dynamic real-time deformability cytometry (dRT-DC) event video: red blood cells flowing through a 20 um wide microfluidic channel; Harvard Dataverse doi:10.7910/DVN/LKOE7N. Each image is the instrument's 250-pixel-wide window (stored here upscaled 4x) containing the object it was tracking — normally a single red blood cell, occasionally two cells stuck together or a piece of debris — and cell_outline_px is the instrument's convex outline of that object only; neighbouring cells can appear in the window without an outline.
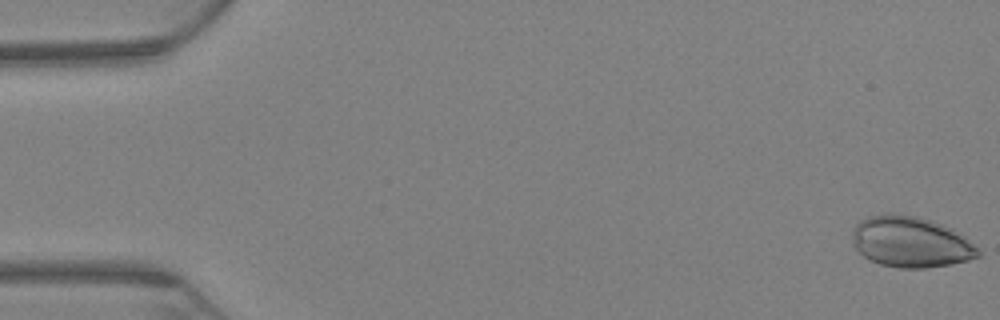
{"species": "Egyptian fruit bat (a non-hibernating species)", "species_latin": "Rousettus aegyptiacus", "temperature_condition": "warm", "stored_images_in_passage": 68, "camera_frame_rate_fps": 3000, "um_per_image_px": 0.085, "animal": {"sex": "female"}, "frame": {"image": 1, "passage_image": 1, "time_ms": 0.0, "image_size_px": [1000, 320], "cell_outline_px": [[980, 256], [968, 260], [952, 264], [924, 268], [900, 268], [880, 264], [864, 256], [852, 244], [852, 232], [856, 224], [860, 220], [868, 216], [884, 212], [892, 212], [920, 216], [932, 220], [952, 228], [972, 244], [980, 252]], "centroid_in_image_um": [77.37, 20.54], "position_along_channel_um": 7.6, "area_um2": 37.51}}
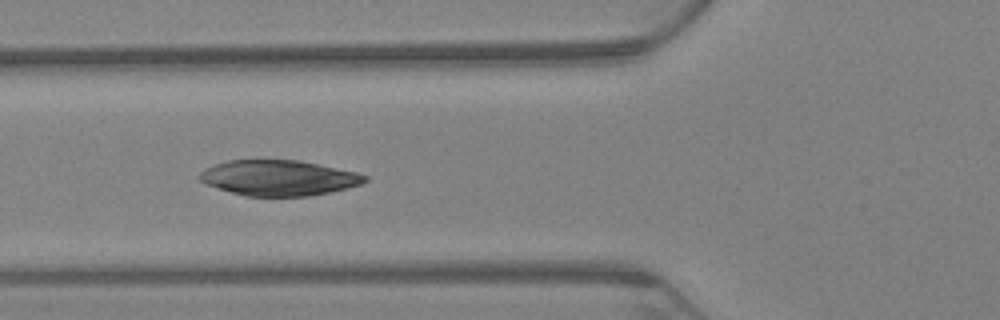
{"frame": {"image": 2, "passage_image": 26, "time_ms": 8.333, "image_size_px": [1000, 320], "cell_outline_px": [[368, 180], [360, 184], [348, 188], [308, 196], [244, 196], [204, 184], [196, 176], [204, 168], [228, 160], [296, 160], [356, 172], [368, 176]], "centroid_in_image_um": [23.64, 15.12], "position_along_channel_um": 102.2, "area_um2": 34.04}}
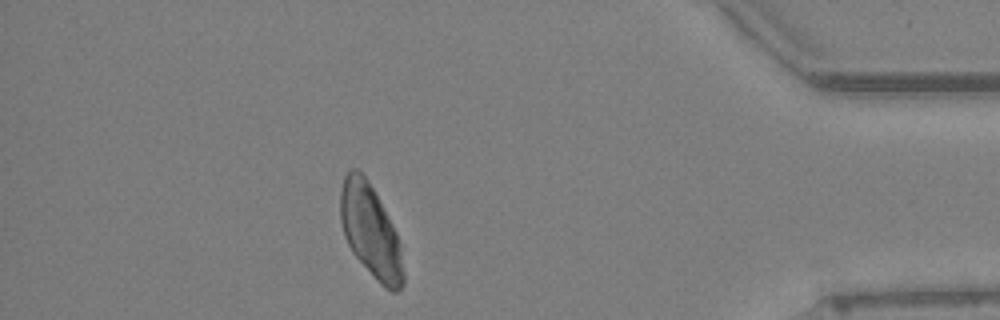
{"frame": {"image": 3, "passage_image": 60, "time_ms": 19.667, "image_size_px": [1000, 320], "cell_outline_px": [[404, 284], [396, 292], [392, 292], [384, 288], [376, 280], [352, 252], [344, 236], [340, 220], [340, 192], [344, 176], [352, 168], [356, 168], [364, 176], [372, 188], [388, 216], [396, 232], [400, 244], [404, 272]], "centroid_in_image_um": [31.49, 19.69], "position_along_channel_um": 403.7, "area_um2": 33.87}}